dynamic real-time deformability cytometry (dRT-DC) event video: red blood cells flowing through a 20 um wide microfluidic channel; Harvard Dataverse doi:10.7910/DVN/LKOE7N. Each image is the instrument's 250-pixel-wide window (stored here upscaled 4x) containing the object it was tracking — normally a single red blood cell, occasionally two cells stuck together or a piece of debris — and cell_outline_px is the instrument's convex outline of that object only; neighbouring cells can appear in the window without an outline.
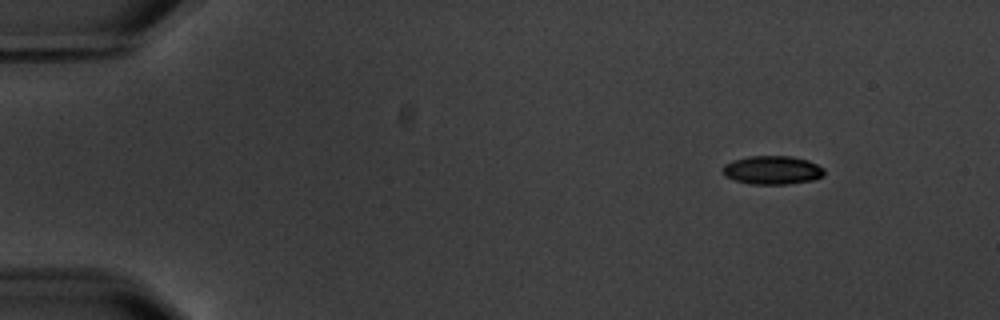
{"species": "common noctule bat (a hibernating species)", "species_latin": "Nyctalus noctula", "temperature_condition": "warm", "stored_images_in_passage": 4, "camera_frame_rate_fps": 3000, "um_per_image_px": 0.085, "animal": {"sex": "male", "body_mass_g": 20.1, "forearm_length_mm": 53.5}, "frame": {"image": 1, "passage_image": 1, "time_ms": 0.0, "image_size_px": [1000, 320], "cell_outline_px": [[824, 176], [812, 180], [788, 184], [748, 184], [724, 176], [724, 164], [732, 160], [748, 156], [792, 156], [808, 160], [824, 168]], "centroid_in_image_um": [65.66, 14.45], "position_along_channel_um": 19.3, "area_um2": 16.94}}
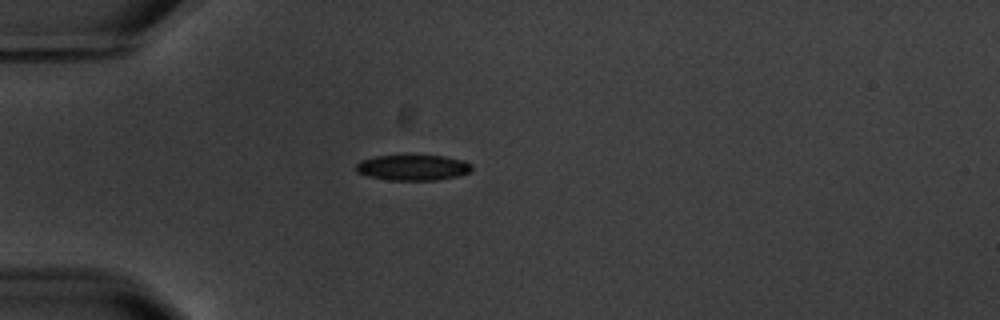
{"frame": {"image": 2, "passage_image": 4, "time_ms": 3.333, "image_size_px": [1000, 320], "cell_outline_px": [[472, 168], [468, 172], [456, 176], [436, 180], [388, 180], [368, 176], [356, 172], [356, 164], [360, 160], [376, 156], [444, 156], [464, 160], [472, 164]], "centroid_in_image_um": [35.07, 14.24], "position_along_channel_um": 49.9, "area_um2": 17.17}}